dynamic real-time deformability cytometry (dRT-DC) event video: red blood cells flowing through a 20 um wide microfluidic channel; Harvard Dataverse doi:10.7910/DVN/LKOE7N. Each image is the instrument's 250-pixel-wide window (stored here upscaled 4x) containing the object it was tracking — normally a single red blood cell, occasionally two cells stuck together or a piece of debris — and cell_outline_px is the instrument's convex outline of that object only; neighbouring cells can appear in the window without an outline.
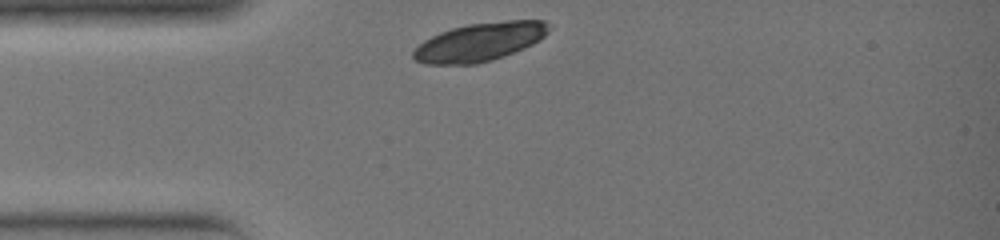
{"species": "common noctule bat (a hibernating species)", "species_latin": "Nyctalus noctula", "temperature_condition": "warm", "stored_images_in_passage": 23, "camera_frame_rate_fps": 3000, "um_per_image_px": 0.085, "animal": {"sex": "female", "body_mass_g": 19.0, "forearm_length_mm": 51.5}, "frame": {"image": 1, "passage_image": 1, "time_ms": 0.0, "image_size_px": [1000, 240], "cell_outline_px": [[548, 32], [540, 40], [524, 48], [492, 60], [476, 64], [424, 64], [412, 60], [412, 52], [424, 40], [440, 32], [452, 28], [468, 24], [508, 20], [544, 20], [548, 24]], "centroid_in_image_um": [40.75, 3.57], "position_along_channel_um": 44.2, "area_um2": 30.29}}
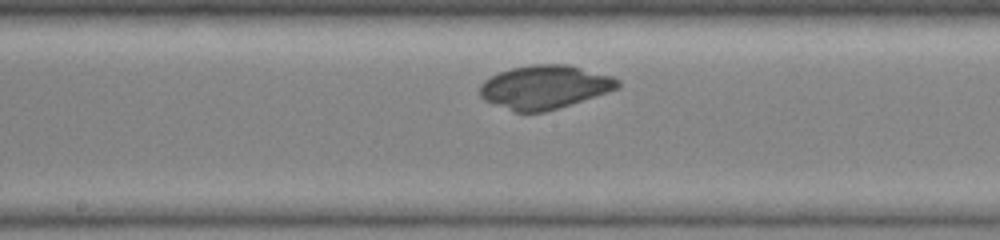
{"frame": {"image": 2, "passage_image": 11, "time_ms": 3.333, "image_size_px": [1000, 240], "cell_outline_px": [[620, 88], [572, 104], [544, 112], [512, 112], [484, 100], [480, 96], [480, 84], [484, 80], [500, 72], [512, 68], [528, 64], [568, 64], [612, 76], [620, 80]], "centroid_in_image_um": [46.3, 7.4], "position_along_channel_um": 201.9, "area_um2": 35.2}}
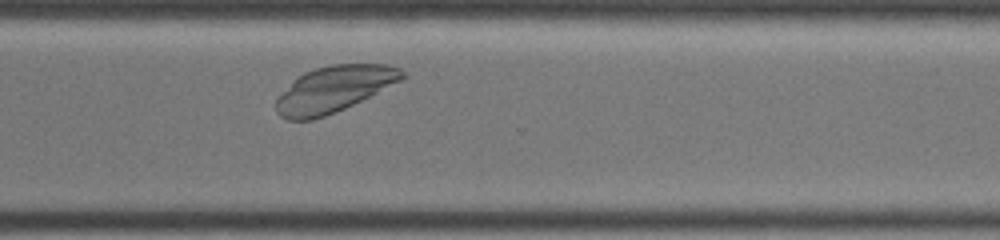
{"frame": {"image": 3, "passage_image": 19, "time_ms": 6.0, "image_size_px": [1000, 240], "cell_outline_px": [[408, 76], [344, 108], [324, 116], [312, 120], [288, 120], [280, 116], [276, 112], [276, 96], [304, 72], [316, 68], [332, 64], [388, 64], [400, 68]], "centroid_in_image_um": [28.35, 7.57], "position_along_channel_um": 342.3, "area_um2": 33.41}}